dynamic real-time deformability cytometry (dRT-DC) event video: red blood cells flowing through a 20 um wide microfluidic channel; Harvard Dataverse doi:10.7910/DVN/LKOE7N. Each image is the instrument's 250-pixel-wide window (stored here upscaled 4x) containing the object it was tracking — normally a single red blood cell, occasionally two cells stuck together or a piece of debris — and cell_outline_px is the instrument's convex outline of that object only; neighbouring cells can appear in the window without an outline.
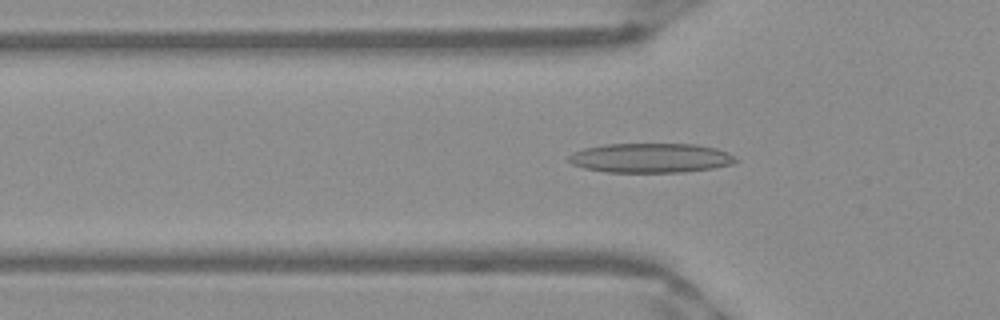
{"species": "Egyptian fruit bat (a non-hibernating species)", "species_latin": "Rousettus aegyptiacus", "temperature_condition": "warm", "stored_images_in_passage": 41, "camera_frame_rate_fps": 3000, "um_per_image_px": 0.085, "frame": {"image": 1, "passage_image": 7, "time_ms": 2.0, "image_size_px": [1000, 320], "cell_outline_px": [[736, 160], [732, 164], [712, 168], [684, 172], [604, 172], [584, 168], [572, 164], [568, 160], [568, 156], [572, 152], [584, 148], [604, 144], [696, 144], [716, 148], [728, 152]], "centroid_in_image_um": [55.26, 13.42], "position_along_channel_um": 70.5, "area_um2": 28.73}}
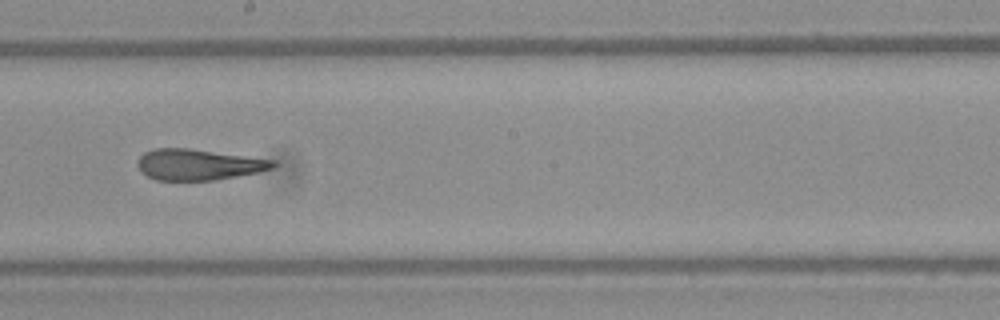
{"frame": {"image": 2, "passage_image": 19, "time_ms": 6.0, "image_size_px": [1000, 320], "cell_outline_px": [[276, 164], [272, 168], [260, 172], [212, 180], [156, 180], [140, 172], [136, 164], [140, 156], [144, 152], [152, 148], [188, 148], [276, 160]], "centroid_in_image_um": [16.83, 13.98], "position_along_channel_um": 231.4, "area_um2": 24.45}}
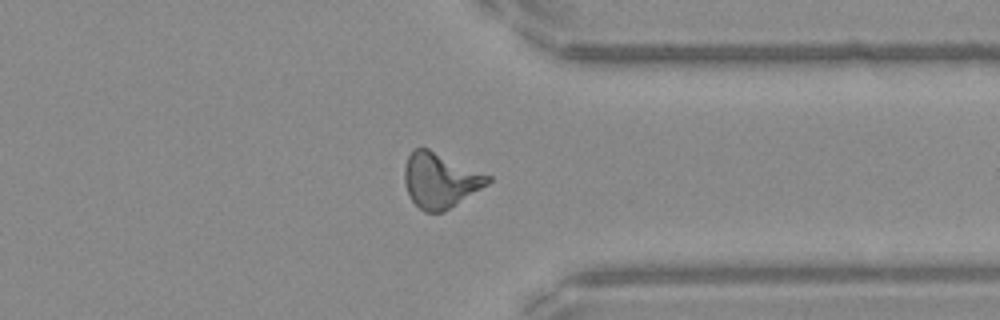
{"frame": {"image": 3, "passage_image": 30, "time_ms": 9.667, "image_size_px": [1000, 320], "cell_outline_px": [[492, 180], [488, 184], [444, 212], [424, 212], [412, 200], [404, 184], [404, 168], [408, 156], [412, 148], [428, 148], [492, 176]], "centroid_in_image_um": [37.41, 15.32], "position_along_channel_um": 374.0, "area_um2": 26.7}, "authors_computed_cell_mechanics": {"area_um2": 25.8366, "velocity_mm_per_s": 3.9882, "shape_relaxation_time_tau1_ms": null, "shape_relaxation_time_tau2_ms": 2.3177, "deformation_change_tau1": null, "deformation_change_tau2": 0.1355}}